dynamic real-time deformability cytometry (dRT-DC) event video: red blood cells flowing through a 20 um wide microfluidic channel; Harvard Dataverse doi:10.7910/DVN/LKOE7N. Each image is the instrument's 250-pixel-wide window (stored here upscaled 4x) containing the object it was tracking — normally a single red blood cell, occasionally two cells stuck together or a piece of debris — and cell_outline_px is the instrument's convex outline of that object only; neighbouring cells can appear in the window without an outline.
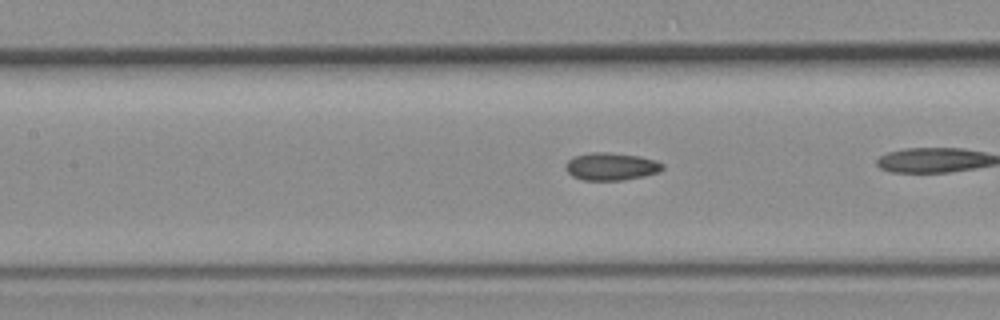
{"species": "common noctule bat (a hibernating species)", "species_latin": "Nyctalus noctula", "temperature_condition": "room temperature", "stored_images_in_passage": 16, "camera_frame_rate_fps": 3000, "um_per_image_px": 0.085, "animal": {"sex": "female", "body_mass_g": 19.3, "forearm_length_mm": 54.1}, "frame": {"image": 1, "passage_image": 13, "time_ms": 4.0, "image_size_px": [1000, 320], "cell_outline_px": [[664, 168], [660, 172], [644, 176], [624, 180], [584, 180], [572, 176], [564, 168], [564, 164], [572, 156], [592, 152], [608, 152], [640, 156], [656, 160], [664, 164]], "centroid_in_image_um": [51.94, 14.14], "position_along_channel_um": 155.5, "area_um2": 15.84}}